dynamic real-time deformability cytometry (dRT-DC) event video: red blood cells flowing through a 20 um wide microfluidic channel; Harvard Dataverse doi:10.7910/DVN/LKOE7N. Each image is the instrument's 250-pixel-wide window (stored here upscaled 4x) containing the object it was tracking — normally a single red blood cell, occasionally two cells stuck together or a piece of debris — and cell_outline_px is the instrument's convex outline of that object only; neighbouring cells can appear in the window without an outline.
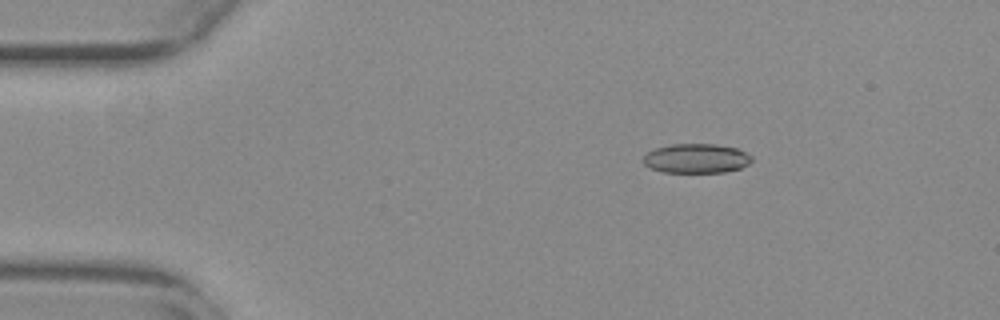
{"species": "common noctule bat (a hibernating species)", "species_latin": "Nyctalus noctula", "temperature_condition": "warm", "stored_images_in_passage": 36, "camera_frame_rate_fps": 3000, "um_per_image_px": 0.085, "animal": {"sex": "female", "body_mass_g": 29.2, "forearm_length_mm": 56.3}, "frame": {"image": 1, "passage_image": 7, "time_ms": 2.0, "image_size_px": [1000, 320], "cell_outline_px": [[752, 160], [748, 164], [740, 168], [724, 172], [664, 172], [652, 168], [644, 164], [644, 156], [648, 152], [656, 148], [668, 144], [716, 144], [736, 148], [752, 156]], "centroid_in_image_um": [59.19, 13.46], "position_along_channel_um": 25.8, "area_um2": 18.44}}
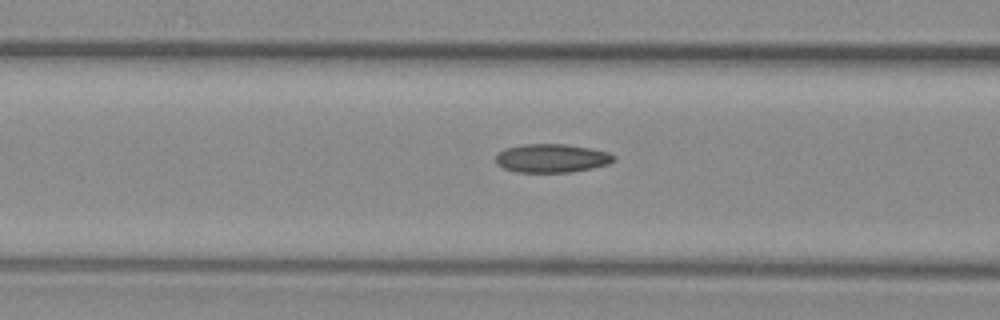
{"frame": {"image": 2, "passage_image": 20, "time_ms": 6.333, "image_size_px": [1000, 320], "cell_outline_px": [[616, 160], [608, 164], [592, 168], [572, 172], [516, 172], [504, 168], [496, 164], [496, 152], [504, 148], [524, 144], [564, 144], [592, 148], [608, 152], [616, 156]], "centroid_in_image_um": [46.89, 13.44], "position_along_channel_um": 119.7, "area_um2": 19.88}}
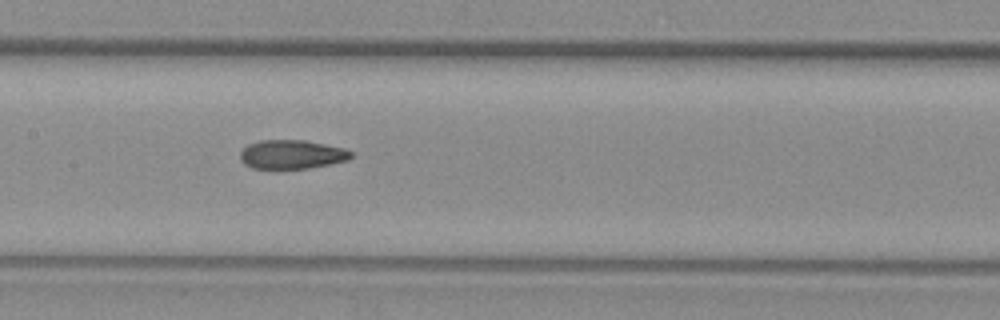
{"frame": {"image": 3, "passage_image": 25, "time_ms": 8.0, "image_size_px": [1000, 320], "cell_outline_px": [[352, 156], [348, 160], [308, 168], [252, 168], [244, 164], [240, 160], [240, 152], [248, 144], [260, 140], [304, 140], [344, 148], [352, 152]], "centroid_in_image_um": [24.78, 13.12], "position_along_channel_um": 182.6, "area_um2": 18.55}}